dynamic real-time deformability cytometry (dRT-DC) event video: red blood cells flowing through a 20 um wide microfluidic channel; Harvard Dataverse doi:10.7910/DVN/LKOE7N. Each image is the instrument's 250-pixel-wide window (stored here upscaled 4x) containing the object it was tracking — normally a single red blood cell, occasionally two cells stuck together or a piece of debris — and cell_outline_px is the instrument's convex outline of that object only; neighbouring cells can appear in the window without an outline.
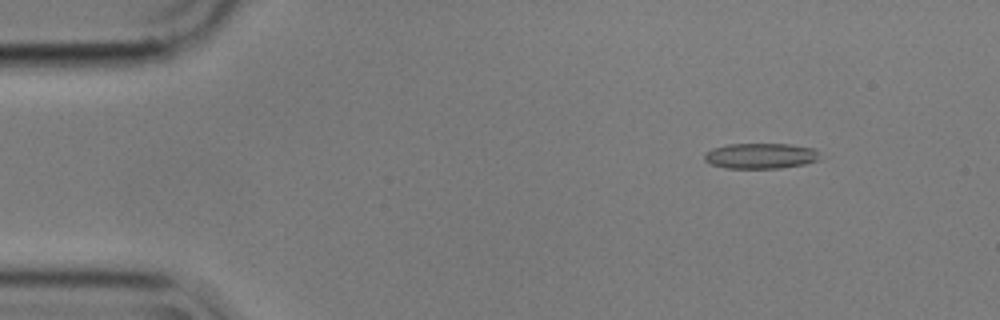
{"species": "common noctule bat (a hibernating species)", "species_latin": "Nyctalus noctula", "temperature_condition": "cold", "stored_images_in_passage": 56, "camera_frame_rate_fps": 3000, "um_per_image_px": 0.085, "animal": {"sex": "male", "body_mass_g": 17.9}, "frame": {"image": 1, "passage_image": 7, "time_ms": 2.0, "image_size_px": [1000, 320], "cell_outline_px": [[820, 160], [804, 164], [780, 168], [724, 168], [712, 164], [704, 160], [704, 156], [712, 148], [728, 144], [788, 144], [816, 148]], "centroid_in_image_um": [64.68, 13.25], "position_along_channel_um": 20.3, "area_um2": 17.17}}
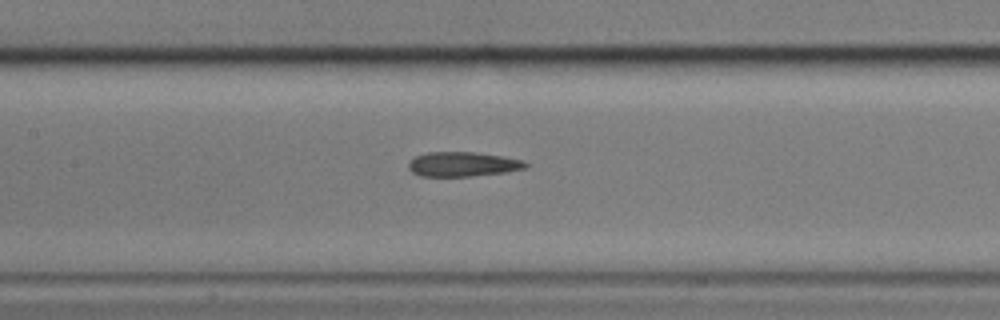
{"frame": {"image": 2, "passage_image": 26, "time_ms": 8.333, "image_size_px": [1000, 320], "cell_outline_px": [[528, 164], [524, 168], [504, 172], [472, 176], [420, 176], [412, 172], [408, 168], [408, 160], [416, 156], [428, 152], [476, 152], [524, 160]], "centroid_in_image_um": [39.28, 13.95], "position_along_channel_um": 168.1, "area_um2": 16.7}}
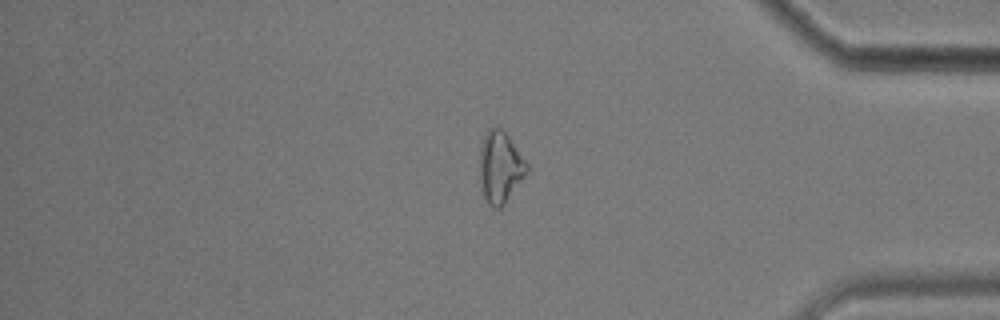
{"frame": {"image": 3, "passage_image": 47, "time_ms": 15.333, "image_size_px": [1000, 320], "cell_outline_px": [[528, 172], [504, 204], [500, 208], [492, 208], [488, 204], [484, 196], [480, 180], [480, 148], [484, 136], [488, 128], [500, 128], [508, 136], [528, 164]], "centroid_in_image_um": [42.51, 14.22], "position_along_channel_um": 392.7, "area_um2": 19.42}, "authors_computed_cell_mechanics": {"area_um2": 17.6868, "velocity_mm_per_s": 3.5667, "shape_relaxation_time_tau1_ms": 6.6895, "shape_relaxation_time_tau2_ms": 4.6888, "deformation_change_tau1": 0.1347, "deformation_change_tau2": 0.117}}